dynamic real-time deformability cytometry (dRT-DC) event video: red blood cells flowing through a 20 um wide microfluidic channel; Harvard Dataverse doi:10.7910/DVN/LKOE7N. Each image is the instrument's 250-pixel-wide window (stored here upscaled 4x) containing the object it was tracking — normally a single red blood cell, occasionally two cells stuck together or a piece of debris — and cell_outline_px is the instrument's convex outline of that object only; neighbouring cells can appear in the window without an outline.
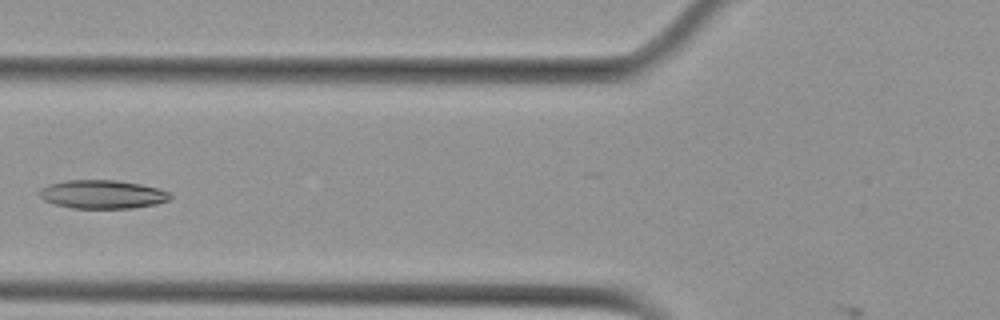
{"species": "Egyptian fruit bat (a non-hibernating species)", "species_latin": "Rousettus aegyptiacus", "temperature_condition": "cold", "stored_images_in_passage": 7, "camera_frame_rate_fps": 3000, "um_per_image_px": 0.085, "animal": {"sex": "female"}, "frame": {"image": 1, "passage_image": 6, "time_ms": 6.0, "image_size_px": [1000, 320], "cell_outline_px": [[172, 196], [168, 200], [156, 204], [132, 208], [72, 208], [56, 204], [44, 200], [40, 196], [40, 192], [48, 184], [68, 180], [116, 180], [140, 184], [156, 188], [168, 192]], "centroid_in_image_um": [8.72, 16.52], "position_along_channel_um": 117.1, "area_um2": 21.44}}
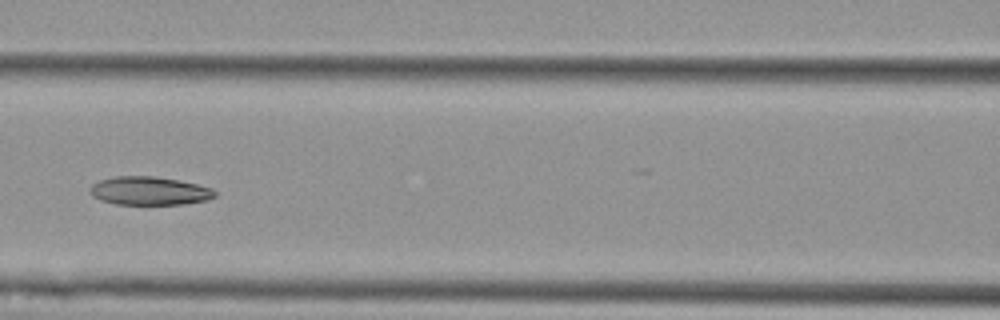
{"frame": {"image": 2, "passage_image": 7, "time_ms": 7.0, "image_size_px": [1000, 320], "cell_outline_px": [[216, 196], [208, 200], [184, 204], [116, 204], [100, 200], [92, 196], [88, 192], [88, 188], [92, 184], [100, 180], [116, 176], [152, 176], [176, 180], [196, 184], [212, 188], [216, 192]], "centroid_in_image_um": [12.66, 16.23], "position_along_channel_um": 153.9, "area_um2": 20.69}}